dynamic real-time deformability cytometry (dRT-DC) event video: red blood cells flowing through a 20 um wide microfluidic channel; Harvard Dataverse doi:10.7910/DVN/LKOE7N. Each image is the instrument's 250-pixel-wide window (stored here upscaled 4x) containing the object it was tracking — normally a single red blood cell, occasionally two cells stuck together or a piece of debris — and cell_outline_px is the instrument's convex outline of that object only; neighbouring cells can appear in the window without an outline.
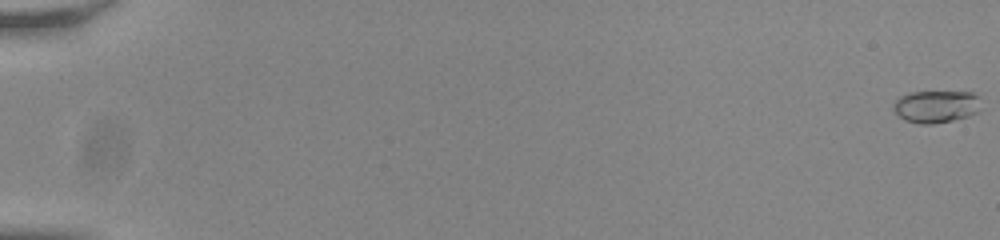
{"species": "common noctule bat (a hibernating species)", "species_latin": "Nyctalus noctula", "temperature_condition": "room temperature", "stored_images_in_passage": 57, "camera_frame_rate_fps": 3000, "um_per_image_px": 0.085, "animal": {"sex": "male", "body_mass_g": 20.0, "forearm_length_mm": 53.3}, "frame": {"image": 1, "passage_image": 1, "time_ms": 0.0, "image_size_px": [1000, 240], "cell_outline_px": [[976, 112], [968, 116], [952, 120], [932, 124], [920, 124], [904, 120], [892, 108], [892, 104], [900, 96], [908, 92], [972, 92], [976, 96]], "centroid_in_image_um": [79.46, 9.05], "position_along_channel_um": 5.5, "area_um2": 16.13}}
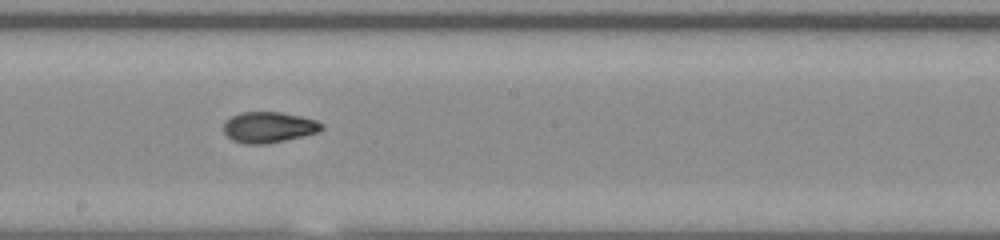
{"frame": {"image": 2, "passage_image": 34, "time_ms": 11.0, "image_size_px": [1000, 240], "cell_outline_px": [[324, 128], [320, 132], [268, 144], [244, 144], [232, 140], [224, 132], [224, 120], [240, 112], [280, 112], [300, 116], [316, 120], [324, 124]], "centroid_in_image_um": [22.85, 10.82], "position_along_channel_um": 225.3, "area_um2": 17.8}}
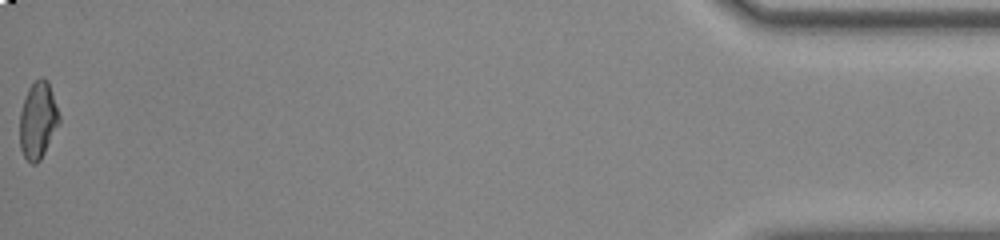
{"frame": {"image": 3, "passage_image": 57, "time_ms": 18.667, "image_size_px": [1000, 240], "cell_outline_px": [[60, 124], [40, 160], [36, 164], [32, 164], [24, 156], [20, 148], [20, 112], [28, 88], [40, 76], [44, 76], [48, 80], [60, 116]], "centroid_in_image_um": [3.24, 10.21], "position_along_channel_um": 432.0, "area_um2": 17.74}, "authors_computed_cell_mechanics": {"area_um2": 17.34, "velocity_mm_per_s": 3.8317, "shape_relaxation_time_tau1_ms": 5.9438, "shape_relaxation_time_tau2_ms": 1.7586, "deformation_change_tau1": 0.198, "deformation_change_tau2": 0.0562}}